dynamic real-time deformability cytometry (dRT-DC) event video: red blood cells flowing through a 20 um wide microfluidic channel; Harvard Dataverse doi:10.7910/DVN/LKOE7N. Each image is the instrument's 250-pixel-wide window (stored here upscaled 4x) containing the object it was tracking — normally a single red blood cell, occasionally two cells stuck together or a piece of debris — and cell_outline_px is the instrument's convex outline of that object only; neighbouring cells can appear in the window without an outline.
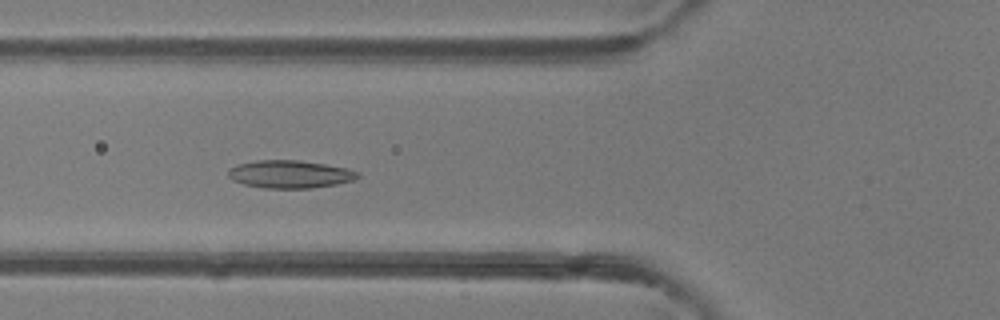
{"species": "common noctule bat (a hibernating species)", "species_latin": "Nyctalus noctula", "temperature_condition": "room temperature", "stored_images_in_passage": 43, "camera_frame_rate_fps": 3000, "um_per_image_px": 0.085, "animal": {"sex": "female"}, "frame": {"image": 1, "passage_image": 13, "time_ms": 4.0, "image_size_px": [1000, 320], "cell_outline_px": [[360, 176], [352, 180], [336, 184], [312, 188], [264, 188], [244, 184], [232, 180], [228, 176], [228, 168], [236, 164], [256, 160], [296, 160], [324, 164], [348, 168], [360, 172]], "centroid_in_image_um": [24.62, 14.8], "position_along_channel_um": 101.2, "area_um2": 21.04}}
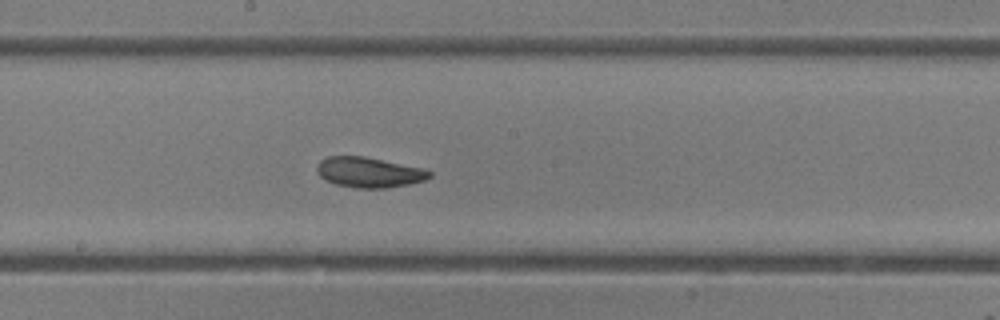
{"frame": {"image": 2, "passage_image": 21, "time_ms": 6.667, "image_size_px": [1000, 320], "cell_outline_px": [[432, 176], [424, 180], [408, 184], [384, 188], [356, 188], [336, 184], [324, 180], [316, 172], [316, 164], [320, 160], [328, 156], [364, 156], [424, 168], [432, 172]], "centroid_in_image_um": [31.34, 14.64], "position_along_channel_um": 216.9, "area_um2": 20.0}}
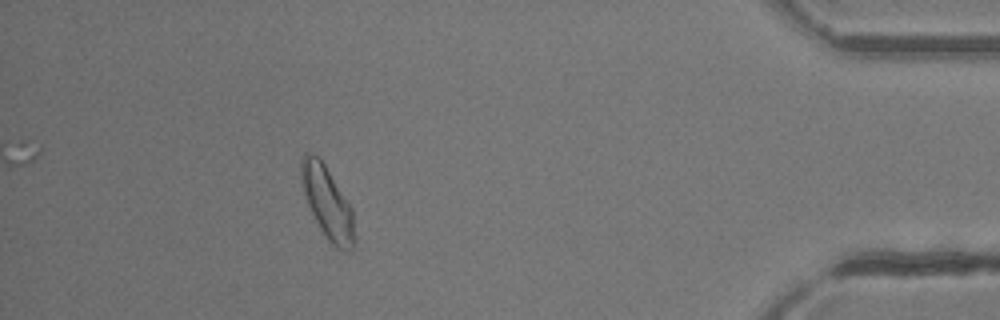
{"frame": {"image": 3, "passage_image": 38, "time_ms": 12.333, "image_size_px": [1000, 320], "cell_outline_px": [[356, 248], [348, 252], [344, 252], [336, 248], [328, 240], [320, 228], [308, 204], [304, 192], [300, 176], [300, 160], [304, 152], [312, 152], [324, 164], [352, 208], [356, 240]], "centroid_in_image_um": [27.86, 17.28], "position_along_channel_um": 407.3, "area_um2": 22.48}, "authors_computed_cell_mechanics": {"area_um2": 20.9236, "velocity_mm_per_s": 4.3273, "shape_relaxation_time_tau1_ms": 2.5617, "shape_relaxation_time_tau2_ms": 6.448, "deformation_change_tau1": 0.0839, "deformation_change_tau2": 0.1467}}